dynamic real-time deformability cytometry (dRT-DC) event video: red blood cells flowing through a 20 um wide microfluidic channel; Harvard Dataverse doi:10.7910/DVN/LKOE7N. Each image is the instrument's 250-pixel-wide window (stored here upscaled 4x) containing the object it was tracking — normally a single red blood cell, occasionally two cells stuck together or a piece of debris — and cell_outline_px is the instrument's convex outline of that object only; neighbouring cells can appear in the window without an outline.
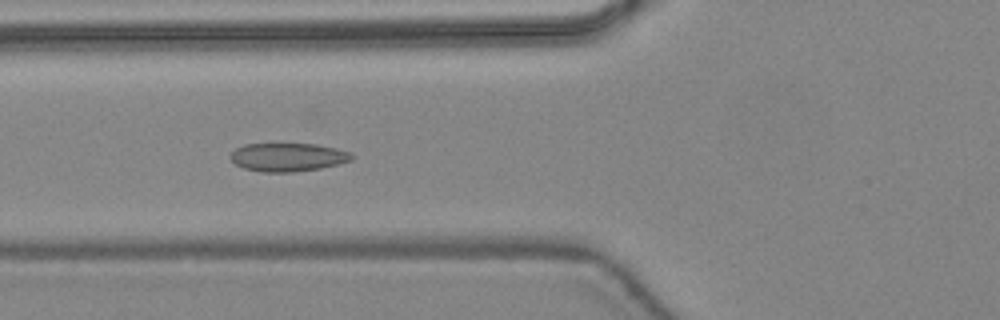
{"species": "common noctule bat (a hibernating species)", "species_latin": "Nyctalus noctula", "temperature_condition": "warm", "stored_images_in_passage": 45, "camera_frame_rate_fps": 3000, "um_per_image_px": 0.085, "animal": {"sex": "female", "body_mass_g": 24.6, "forearm_length_mm": 56.2}, "frame": {"image": 1, "passage_image": 16, "time_ms": 5.0, "image_size_px": [1000, 320], "cell_outline_px": [[352, 160], [320, 168], [292, 172], [260, 172], [244, 168], [236, 164], [228, 156], [236, 148], [244, 144], [316, 144], [336, 148], [352, 152]], "centroid_in_image_um": [24.45, 13.35], "position_along_channel_um": 101.4, "area_um2": 20.0}}
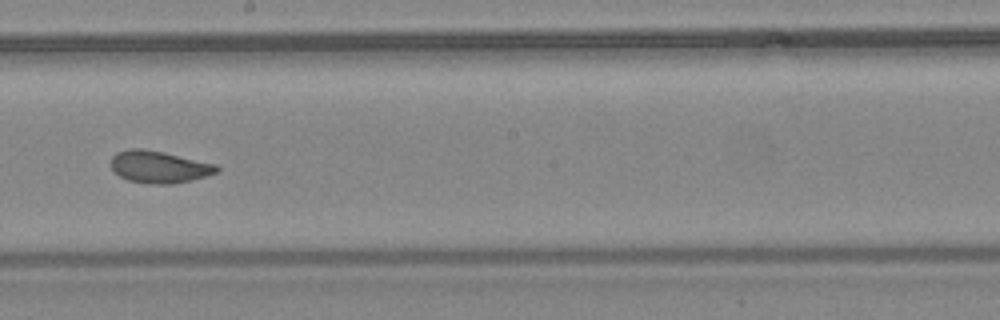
{"frame": {"image": 2, "passage_image": 25, "time_ms": 8.0, "image_size_px": [1000, 320], "cell_outline_px": [[220, 168], [216, 172], [192, 180], [172, 184], [152, 184], [128, 180], [120, 176], [112, 168], [112, 156], [116, 152], [132, 148], [144, 148], [164, 152], [216, 164]], "centroid_in_image_um": [13.52, 14.18], "position_along_channel_um": 234.7, "area_um2": 19.65}}
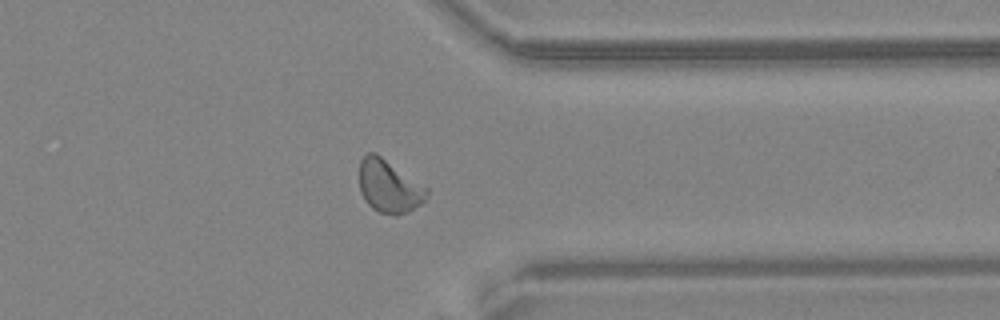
{"frame": {"image": 3, "passage_image": 35, "time_ms": 11.333, "image_size_px": [1000, 320], "cell_outline_px": [[428, 192], [424, 200], [420, 204], [408, 212], [396, 216], [380, 212], [372, 208], [364, 200], [360, 192], [360, 160], [368, 152], [376, 152], [428, 188]], "centroid_in_image_um": [33.05, 15.83], "position_along_channel_um": 378.3, "area_um2": 20.75}, "authors_computed_cell_mechanics": {"area_um2": 20.23, "velocity_mm_per_s": 4.4201, "shape_relaxation_time_tau1_ms": 4.1534, "shape_relaxation_time_tau2_ms": 0.8955, "deformation_change_tau1": 0.1104, "deformation_change_tau2": 0.0472}}